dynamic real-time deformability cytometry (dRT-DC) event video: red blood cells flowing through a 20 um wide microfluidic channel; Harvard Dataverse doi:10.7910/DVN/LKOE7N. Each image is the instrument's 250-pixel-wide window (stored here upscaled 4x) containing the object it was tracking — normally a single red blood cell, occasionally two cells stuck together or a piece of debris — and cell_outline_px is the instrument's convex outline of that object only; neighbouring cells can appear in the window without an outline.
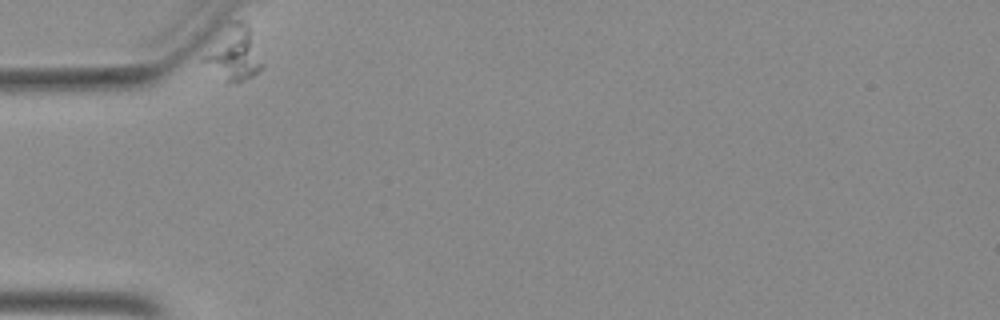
{"species": "Egyptian fruit bat (a non-hibernating species)", "species_latin": "Rousettus aegyptiacus", "temperature_condition": "warm", "stored_images_in_passage": 41, "segment_of_instrument_passage": [1, 2], "camera_frame_rate_fps": 3000, "um_per_image_px": 0.085, "animal": {"sex": "female"}, "frame": {"image": 1, "passage_image": 1, "time_ms": 0.0, "image_size_px": [1000, 320], "cell_outline_px": [[264, 68], [252, 76], [236, 84], [224, 84], [200, 60], [228, 20], [244, 20], [248, 24], [252, 32], [264, 64]], "centroid_in_image_um": [19.88, 4.57], "position_along_channel_um": 65.1, "area_um2": 19.25}}